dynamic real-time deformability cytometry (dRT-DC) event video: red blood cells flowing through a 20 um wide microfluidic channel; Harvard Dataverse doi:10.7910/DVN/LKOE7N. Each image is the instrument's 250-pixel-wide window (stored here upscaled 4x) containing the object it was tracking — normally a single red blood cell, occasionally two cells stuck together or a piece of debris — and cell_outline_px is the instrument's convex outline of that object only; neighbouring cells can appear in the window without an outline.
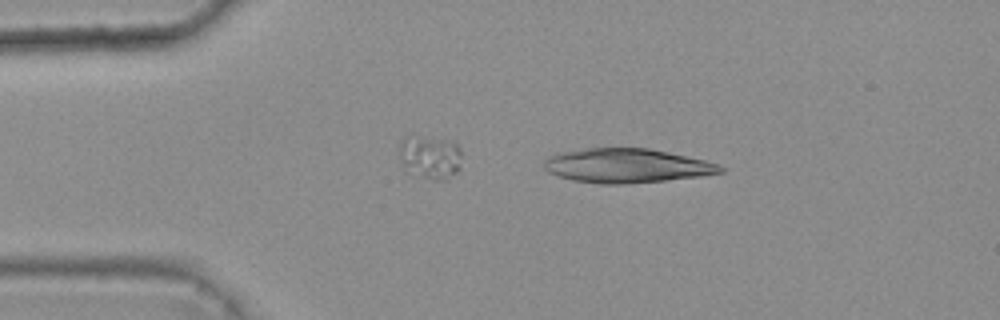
{"species": "common noctule bat (a hibernating species)", "species_latin": "Nyctalus noctula", "temperature_condition": "warm", "stored_images_in_passage": 3, "camera_frame_rate_fps": 3000, "um_per_image_px": 0.085, "animal": {"sex": "female", "body_mass_g": 25.1}, "frame": {"image": 1, "passage_image": 2, "time_ms": 0.333, "image_size_px": [1000, 320], "cell_outline_px": [[724, 172], [700, 176], [668, 180], [624, 184], [600, 184], [572, 180], [556, 176], [548, 172], [544, 168], [544, 160], [548, 156], [556, 152], [588, 148], [648, 148], [668, 152], [704, 160], [716, 164], [724, 168]], "centroid_in_image_um": [53.2, 14.09], "position_along_channel_um": 31.8, "area_um2": 35.26}}